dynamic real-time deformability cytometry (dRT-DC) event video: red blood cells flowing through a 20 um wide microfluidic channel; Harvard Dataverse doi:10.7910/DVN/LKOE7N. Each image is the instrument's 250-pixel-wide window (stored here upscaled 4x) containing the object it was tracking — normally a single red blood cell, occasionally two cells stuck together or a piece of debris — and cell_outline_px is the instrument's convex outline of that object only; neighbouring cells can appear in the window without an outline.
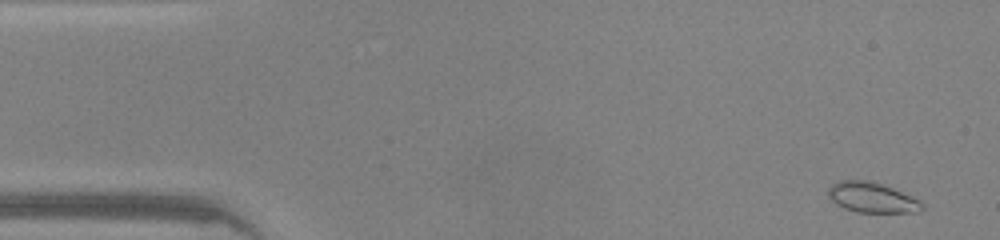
{"species": "common noctule bat (a hibernating species)", "species_latin": "Nyctalus noctula", "temperature_condition": "warm", "stored_images_in_passage": 46, "camera_frame_rate_fps": 3000, "um_per_image_px": 0.085, "animal": {"sex": "male", "body_mass_g": 20.0, "forearm_length_mm": 53.3}, "frame": {"image": 1, "passage_image": 2, "time_ms": 0.333, "image_size_px": [1000, 240], "cell_outline_px": [[924, 208], [916, 212], [856, 212], [844, 208], [836, 204], [828, 196], [828, 188], [832, 184], [840, 180], [872, 180], [892, 188], [920, 200], [924, 204]], "centroid_in_image_um": [74.1, 16.78], "position_along_channel_um": 10.9, "area_um2": 16.53}}
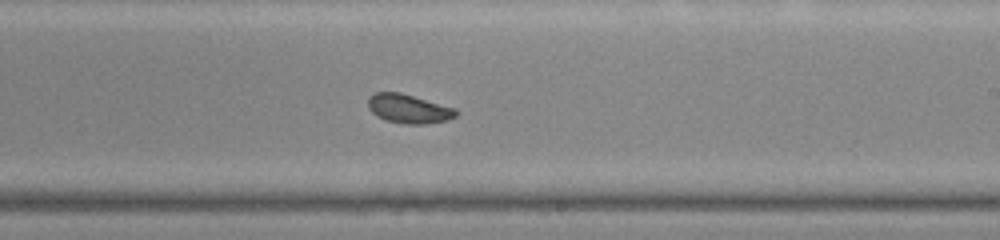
{"frame": {"image": 2, "passage_image": 27, "time_ms": 8.667, "image_size_px": [1000, 240], "cell_outline_px": [[456, 116], [444, 120], [424, 124], [404, 124], [384, 120], [376, 116], [368, 108], [368, 96], [376, 92], [400, 92], [456, 108]], "centroid_in_image_um": [34.68, 9.24], "position_along_channel_um": 254.3, "area_um2": 14.85}}
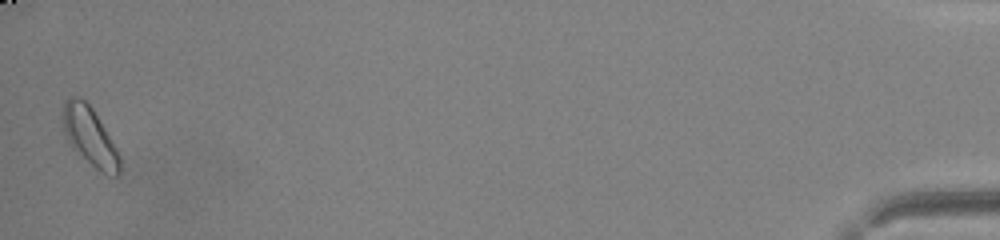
{"frame": {"image": 3, "passage_image": 46, "time_ms": 15.0, "image_size_px": [1000, 240], "cell_outline_px": [[120, 172], [116, 176], [100, 172], [72, 148], [64, 132], [60, 120], [60, 116], [64, 100], [68, 96], [76, 96], [84, 100], [92, 108], [116, 148], [120, 156]], "centroid_in_image_um": [7.57, 11.56], "position_along_channel_um": 427.6, "area_um2": 19.48}, "authors_computed_cell_mechanics": {"area_um2": 15.6349, "velocity_mm_per_s": 4.2891, "shape_relaxation_time_tau1_ms": 2.5018, "shape_relaxation_time_tau2_ms": 0.6562, "deformation_change_tau1": 0.0852, "deformation_change_tau2": 0.0637}}